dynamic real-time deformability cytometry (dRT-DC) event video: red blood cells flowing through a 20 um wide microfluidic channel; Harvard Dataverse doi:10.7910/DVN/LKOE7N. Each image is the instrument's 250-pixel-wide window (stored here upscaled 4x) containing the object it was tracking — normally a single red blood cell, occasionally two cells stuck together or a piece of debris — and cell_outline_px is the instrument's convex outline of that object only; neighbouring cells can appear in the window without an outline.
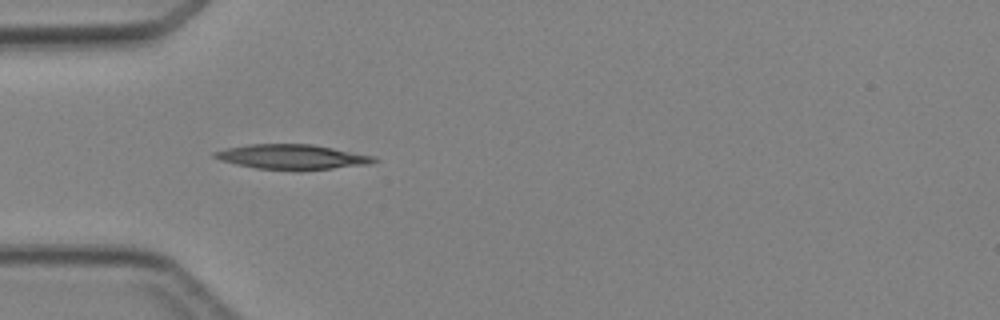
{"species": "Egyptian fruit bat (a non-hibernating species)", "species_latin": "Rousettus aegyptiacus", "temperature_condition": "cold", "stored_images_in_passage": 5, "camera_frame_rate_fps": 3000, "um_per_image_px": 0.085, "animal": {"sex": "female"}, "frame": {"image": 1, "passage_image": 3, "time_ms": 2.333, "image_size_px": [1000, 320], "cell_outline_px": [[380, 160], [368, 164], [300, 172], [256, 168], [236, 164], [220, 160], [212, 156], [212, 152], [228, 148], [248, 144], [312, 144], [376, 156]], "centroid_in_image_um": [24.85, 13.35], "position_along_channel_um": 60.1, "area_um2": 23.52}}
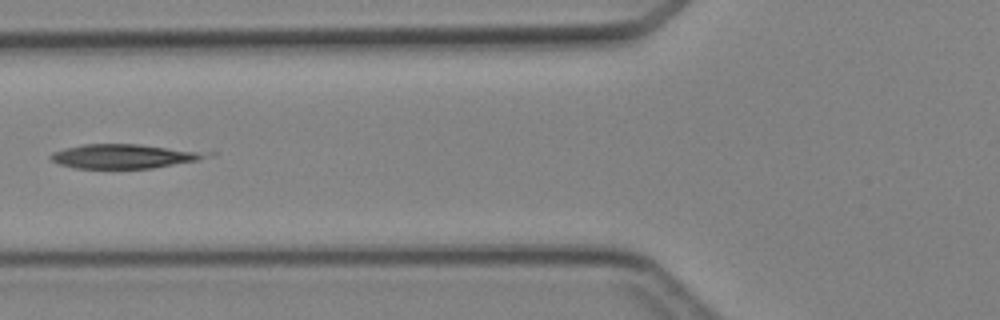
{"frame": {"image": 2, "passage_image": 4, "time_ms": 3.667, "image_size_px": [1000, 320], "cell_outline_px": [[216, 152], [212, 156], [200, 160], [152, 168], [76, 168], [60, 164], [52, 160], [48, 156], [52, 152], [64, 148], [84, 144], [140, 144]], "centroid_in_image_um": [10.64, 13.27], "position_along_channel_um": 115.2, "area_um2": 22.31}}
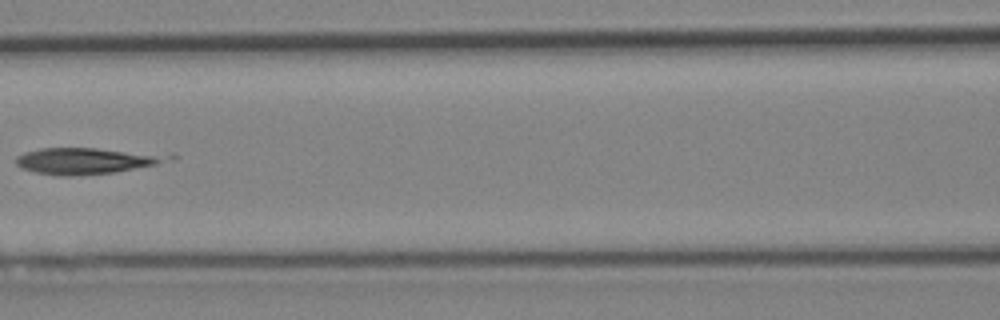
{"frame": {"image": 3, "passage_image": 5, "time_ms": 4.667, "image_size_px": [1000, 320], "cell_outline_px": [[176, 156], [156, 164], [116, 172], [72, 176], [60, 176], [36, 172], [20, 168], [16, 164], [16, 156], [24, 152], [40, 148], [96, 148]], "centroid_in_image_um": [7.19, 13.68], "position_along_channel_um": 159.4, "area_um2": 22.89}}